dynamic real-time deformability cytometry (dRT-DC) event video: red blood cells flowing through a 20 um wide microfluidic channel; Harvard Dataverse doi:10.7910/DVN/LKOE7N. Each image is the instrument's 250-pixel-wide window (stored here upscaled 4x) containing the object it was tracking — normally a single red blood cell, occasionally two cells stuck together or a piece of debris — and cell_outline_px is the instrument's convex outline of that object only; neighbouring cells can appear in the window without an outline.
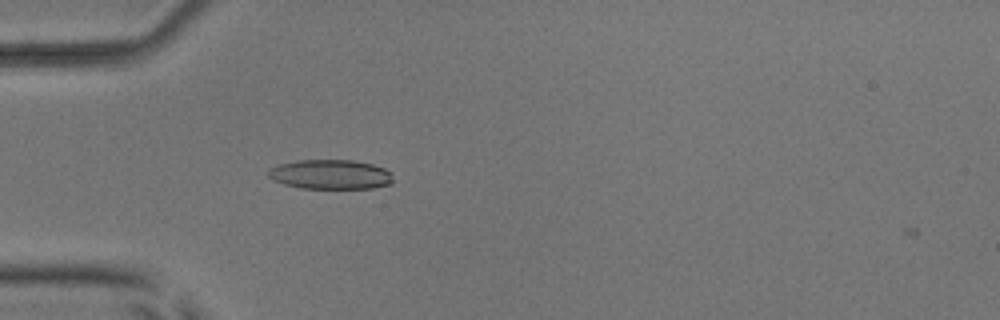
{"species": "common noctule bat (a hibernating species)", "species_latin": "Nyctalus noctula", "temperature_condition": "room temperature", "stored_images_in_passage": 2, "camera_frame_rate_fps": 3000, "um_per_image_px": 0.085, "animal": {"sex": "male", "body_mass_g": 17.9, "forearm_length_mm": 54.2}, "frame": {"image": 1, "passage_image": 1, "time_ms": 0.0, "image_size_px": [1000, 320], "cell_outline_px": [[392, 184], [372, 188], [300, 188], [284, 184], [272, 180], [268, 176], [268, 172], [272, 168], [280, 164], [296, 160], [352, 160], [372, 164], [384, 168], [392, 172]], "centroid_in_image_um": [28.11, 14.83], "position_along_channel_um": 56.9, "area_um2": 21.5}}